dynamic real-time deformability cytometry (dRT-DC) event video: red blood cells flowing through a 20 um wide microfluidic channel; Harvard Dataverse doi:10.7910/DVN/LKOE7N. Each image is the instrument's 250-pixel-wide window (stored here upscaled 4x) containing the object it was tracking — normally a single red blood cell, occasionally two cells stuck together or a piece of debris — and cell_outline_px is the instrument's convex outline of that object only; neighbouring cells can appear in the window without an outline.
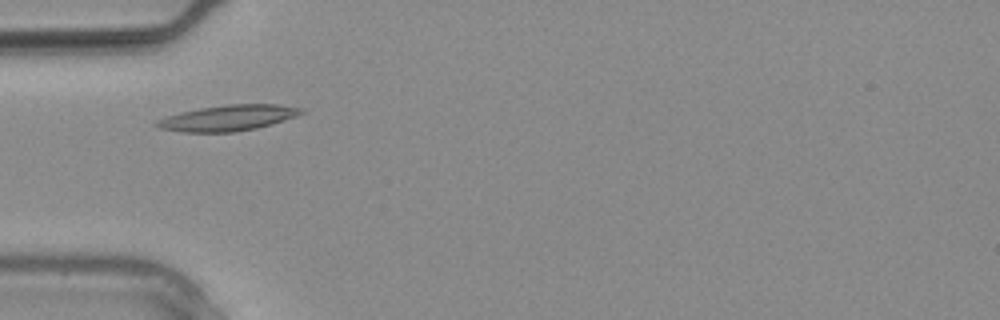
{"species": "common noctule bat (a hibernating species)", "species_latin": "Nyctalus noctula", "temperature_condition": "warm", "stored_images_in_passage": 7, "camera_frame_rate_fps": 3000, "um_per_image_px": 0.085, "animal": {"sex": "male", "body_mass_g": 20.4}, "frame": {"image": 1, "passage_image": 2, "time_ms": 0.333, "image_size_px": [1000, 320], "cell_outline_px": [[308, 112], [272, 124], [256, 128], [236, 132], [184, 132], [160, 128], [152, 124], [156, 120], [180, 112], [200, 108], [228, 104], [280, 104], [304, 108]], "centroid_in_image_um": [19.43, 10.02], "position_along_channel_um": 65.6, "area_um2": 21.85}}
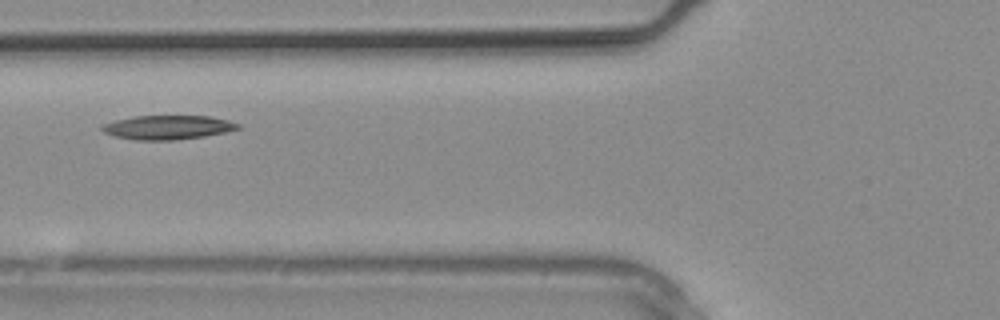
{"frame": {"image": 2, "passage_image": 4, "time_ms": 1.0, "image_size_px": [1000, 320], "cell_outline_px": [[240, 128], [224, 132], [204, 136], [172, 140], [136, 140], [116, 136], [104, 132], [100, 128], [100, 124], [116, 120], [136, 116], [212, 116], [228, 120], [240, 124]], "centroid_in_image_um": [14.24, 10.82], "position_along_channel_um": 111.6, "area_um2": 18.96}}